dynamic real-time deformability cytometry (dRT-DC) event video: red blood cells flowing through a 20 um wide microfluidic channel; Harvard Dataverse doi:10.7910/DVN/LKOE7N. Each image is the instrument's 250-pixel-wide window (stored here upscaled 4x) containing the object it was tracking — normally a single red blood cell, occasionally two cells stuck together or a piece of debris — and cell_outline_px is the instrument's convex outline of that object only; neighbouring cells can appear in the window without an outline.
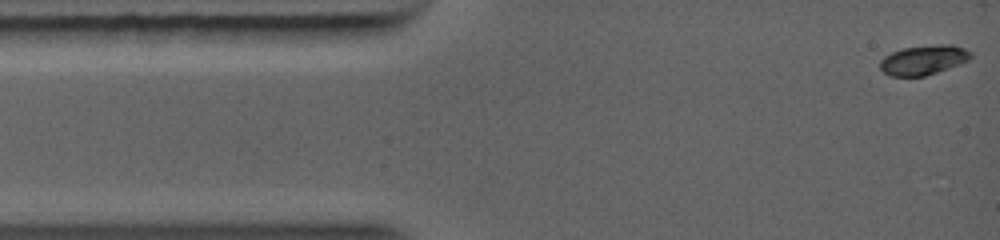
{"species": "common noctule bat (a hibernating species)", "species_latin": "Nyctalus noctula", "temperature_condition": "warm", "stored_images_in_passage": 9, "camera_frame_rate_fps": 5000, "um_per_image_px": 0.085, "animal": {"sex": "female", "body_mass_g": 19.0, "forearm_length_mm": 56.7}, "frame": {"image": 1, "passage_image": 1, "time_ms": 0.0, "image_size_px": [1000, 240], "cell_outline_px": [[972, 56], [968, 60], [960, 64], [924, 76], [892, 76], [884, 72], [880, 68], [880, 60], [884, 56], [892, 52], [904, 48], [940, 44], [952, 44], [964, 48], [972, 52]], "centroid_in_image_um": [78.51, 5.09], "position_along_channel_um": 6.5, "area_um2": 15.55}}
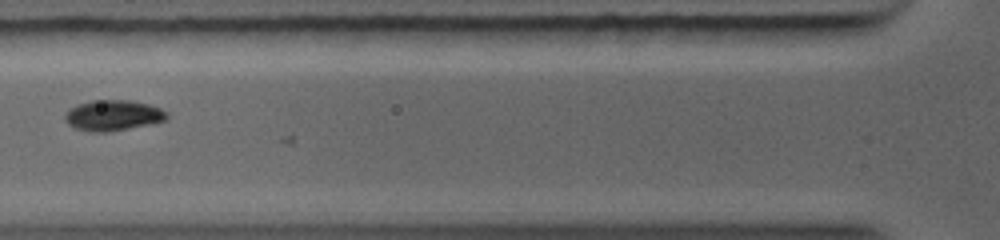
{"frame": {"image": 2, "passage_image": 7, "time_ms": 3.8, "image_size_px": [1000, 240], "cell_outline_px": [[168, 116], [164, 120], [124, 128], [80, 128], [72, 124], [64, 116], [72, 108], [80, 104], [92, 100], [128, 100], [148, 104], [160, 108]], "centroid_in_image_um": [9.68, 9.71], "position_along_channel_um": 116.1, "area_um2": 16.3}}
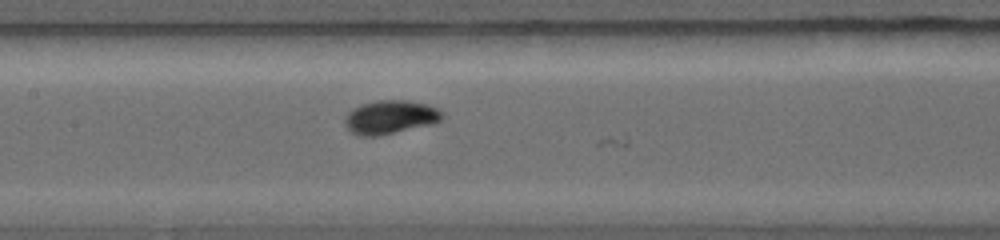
{"frame": {"image": 3, "passage_image": 9, "time_ms": 5.0, "image_size_px": [1000, 240], "cell_outline_px": [[444, 116], [440, 120], [428, 124], [388, 132], [360, 132], [352, 128], [344, 120], [348, 112], [364, 104], [376, 100], [408, 100], [428, 104], [436, 108]], "centroid_in_image_um": [33.28, 9.84], "position_along_channel_um": 174.1, "area_um2": 17.22}}